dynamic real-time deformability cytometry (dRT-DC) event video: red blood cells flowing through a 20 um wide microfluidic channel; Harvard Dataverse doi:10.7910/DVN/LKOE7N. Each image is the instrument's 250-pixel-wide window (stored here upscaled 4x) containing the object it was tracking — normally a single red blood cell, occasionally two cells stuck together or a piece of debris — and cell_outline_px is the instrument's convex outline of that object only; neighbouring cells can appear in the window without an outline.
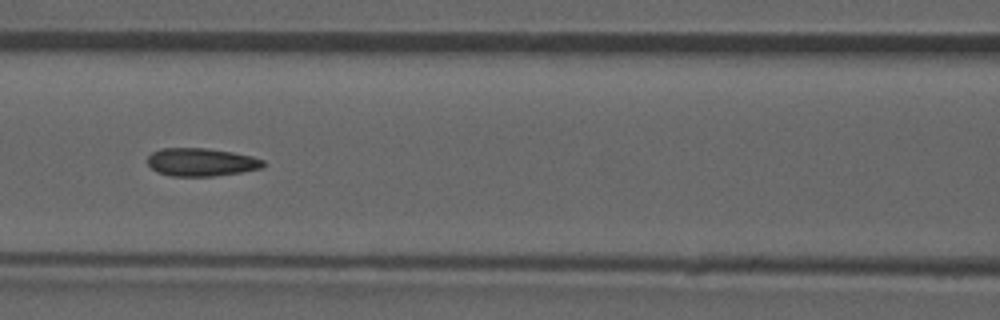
{"species": "common noctule bat (a hibernating species)", "species_latin": "Nyctalus noctula", "temperature_condition": "room temperature", "stored_images_in_passage": 51, "camera_frame_rate_fps": 3000, "um_per_image_px": 0.085, "animal": {"sex": "male", "forearm_length_mm": 52.5}, "frame": {"image": 1, "passage_image": 22, "time_ms": 7.0, "image_size_px": [1000, 320], "cell_outline_px": [[264, 164], [260, 168], [240, 172], [216, 176], [172, 176], [156, 172], [148, 164], [148, 156], [152, 152], [160, 148], [208, 148], [232, 152], [252, 156], [264, 160]], "centroid_in_image_um": [17.07, 13.78], "position_along_channel_um": 149.5, "area_um2": 18.9}, "authors_computed_cell_mechanics": {"area_um2": 19.1896, "velocity_mm_per_s": 3.9384, "shape_relaxation_time_tau1_ms": null, "shape_relaxation_time_tau2_ms": 1.7133, "deformation_change_tau1": null, "deformation_change_tau2": 0.0876}}